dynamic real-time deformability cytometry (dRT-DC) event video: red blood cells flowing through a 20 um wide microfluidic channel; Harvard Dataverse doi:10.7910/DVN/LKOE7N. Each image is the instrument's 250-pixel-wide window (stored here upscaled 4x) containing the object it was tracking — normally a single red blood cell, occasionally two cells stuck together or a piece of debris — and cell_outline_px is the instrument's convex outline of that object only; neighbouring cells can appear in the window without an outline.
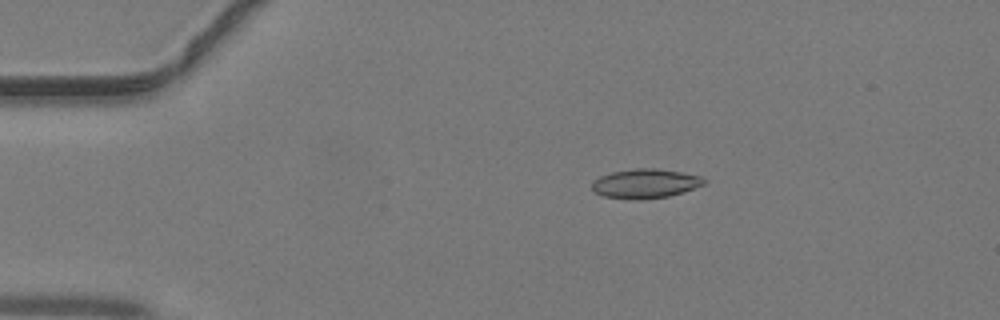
{"species": "common noctule bat (a hibernating species)", "species_latin": "Nyctalus noctula", "temperature_condition": "warm", "stored_images_in_passage": 38, "camera_frame_rate_fps": 3000, "um_per_image_px": 0.085, "animal": {"sex": "male", "body_mass_g": 19.2, "forearm_length_mm": 51.8}, "frame": {"image": 1, "passage_image": 2, "time_ms": 0.333, "image_size_px": [1000, 320], "cell_outline_px": [[708, 180], [704, 184], [684, 192], [668, 196], [640, 200], [632, 200], [604, 196], [596, 192], [592, 188], [592, 180], [600, 176], [612, 172], [636, 168], [656, 168], [680, 172], [700, 176]], "centroid_in_image_um": [54.85, 15.6], "position_along_channel_um": 30.2, "area_um2": 19.19}}
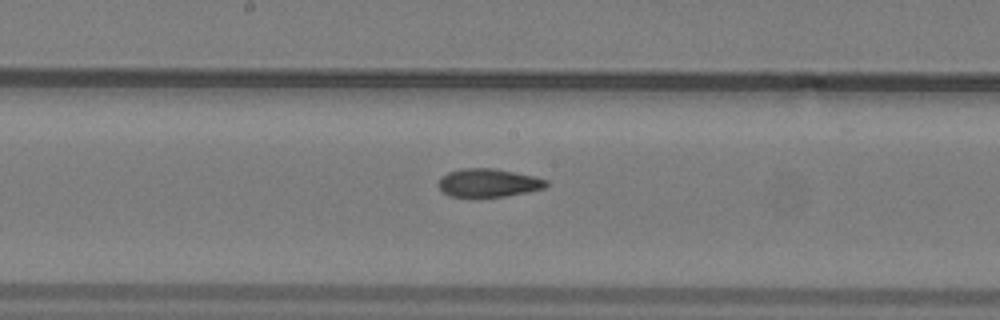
{"frame": {"image": 2, "passage_image": 17, "time_ms": 5.333, "image_size_px": [1000, 320], "cell_outline_px": [[548, 184], [544, 188], [528, 192], [504, 196], [448, 196], [440, 188], [440, 176], [448, 172], [460, 168], [492, 168], [532, 176], [548, 180]], "centroid_in_image_um": [41.51, 15.53], "position_along_channel_um": 206.7, "area_um2": 17.46}}
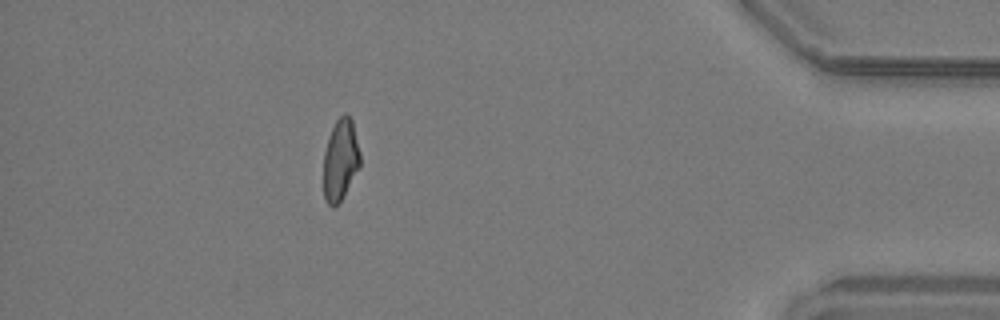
{"frame": {"image": 3, "passage_image": 33, "time_ms": 10.667, "image_size_px": [1000, 320], "cell_outline_px": [[360, 164], [340, 200], [332, 208], [324, 200], [324, 152], [328, 136], [336, 120], [344, 112], [348, 112], [352, 120], [360, 152]], "centroid_in_image_um": [28.92, 13.52], "position_along_channel_um": 406.3, "area_um2": 17.17}}